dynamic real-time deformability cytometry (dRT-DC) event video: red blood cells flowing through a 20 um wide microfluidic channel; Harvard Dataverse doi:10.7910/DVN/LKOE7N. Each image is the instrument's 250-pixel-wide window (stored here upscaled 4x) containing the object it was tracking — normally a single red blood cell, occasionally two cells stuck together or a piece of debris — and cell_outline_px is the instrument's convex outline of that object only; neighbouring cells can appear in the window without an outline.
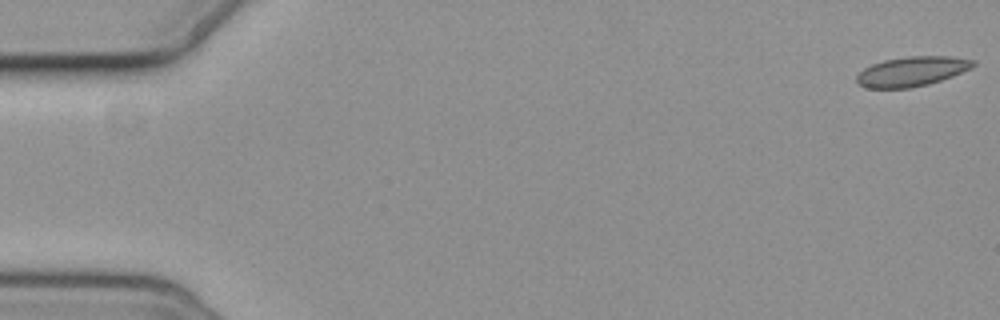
{"species": "common noctule bat (a hibernating species)", "species_latin": "Nyctalus noctula", "temperature_condition": "cold", "stored_images_in_passage": 7, "camera_frame_rate_fps": 3000, "um_per_image_px": 0.085, "animal": {"sex": "female", "body_mass_g": 19.3, "forearm_length_mm": 54.1}, "frame": {"image": 1, "passage_image": 1, "time_ms": 0.0, "image_size_px": [1000, 320], "cell_outline_px": [[976, 64], [972, 68], [952, 76], [928, 84], [908, 88], [868, 88], [860, 84], [856, 80], [856, 76], [864, 68], [872, 64], [884, 60], [908, 56], [952, 56], [976, 60]], "centroid_in_image_um": [77.54, 6.06], "position_along_channel_um": 7.5, "area_um2": 20.11}}
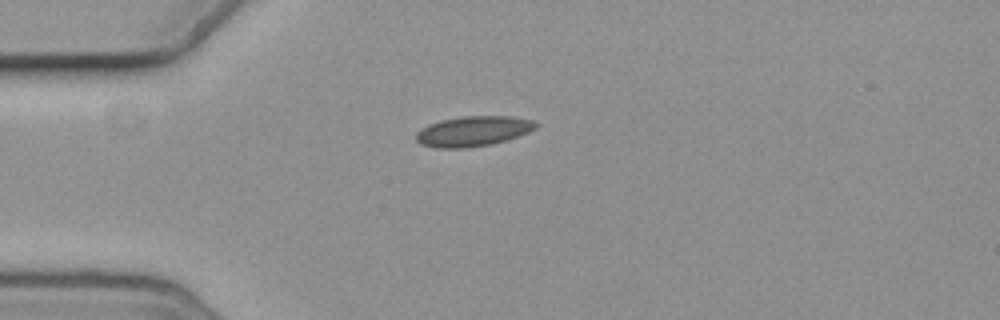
{"frame": {"image": 2, "passage_image": 5, "time_ms": 4.667, "image_size_px": [1000, 320], "cell_outline_px": [[540, 124], [536, 128], [528, 132], [492, 144], [464, 148], [436, 148], [420, 144], [416, 140], [416, 132], [428, 124], [440, 120], [464, 116], [512, 116], [536, 120]], "centroid_in_image_um": [40.22, 11.14], "position_along_channel_um": 44.8, "area_um2": 21.15}}
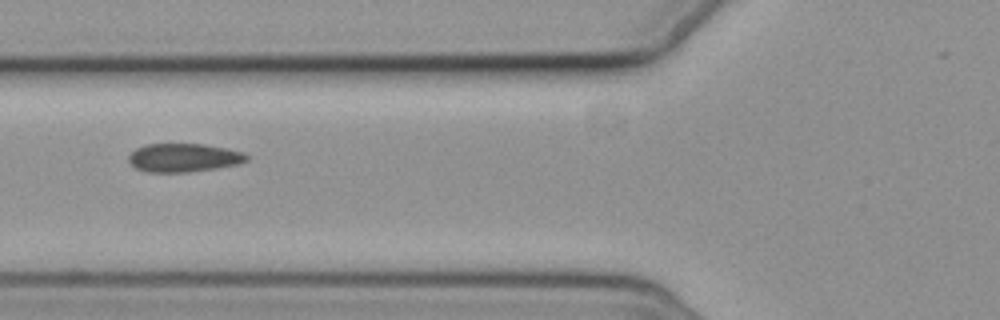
{"frame": {"image": 3, "passage_image": 7, "time_ms": 7.0, "image_size_px": [1000, 320], "cell_outline_px": [[248, 160], [240, 164], [216, 168], [188, 172], [148, 172], [136, 168], [128, 160], [128, 156], [136, 148], [144, 144], [204, 144], [244, 152], [248, 156]], "centroid_in_image_um": [15.62, 13.4], "position_along_channel_um": 110.2, "area_um2": 19.59}}